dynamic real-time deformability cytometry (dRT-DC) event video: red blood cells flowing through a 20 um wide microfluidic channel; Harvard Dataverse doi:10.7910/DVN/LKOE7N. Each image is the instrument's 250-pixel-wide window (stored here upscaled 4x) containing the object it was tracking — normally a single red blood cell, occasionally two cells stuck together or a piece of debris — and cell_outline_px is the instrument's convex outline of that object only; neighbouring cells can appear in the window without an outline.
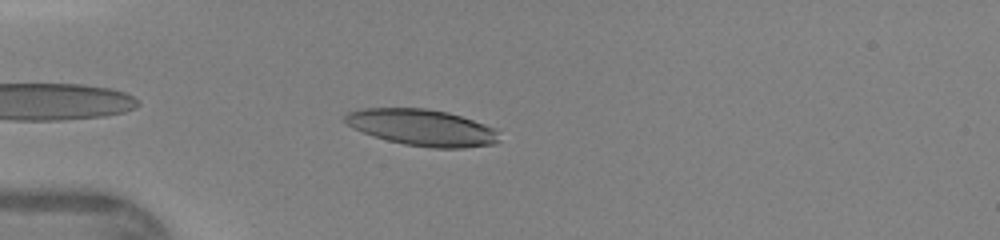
{"species": "human", "species_latin": "Homo sapiens", "temperature_condition": "warm", "stored_images_in_passage": 36, "camera_frame_rate_fps": 3000, "um_per_image_px": 0.085, "donor": {"sex": "female"}, "frame": {"image": 1, "passage_image": 3, "time_ms": 0.667, "image_size_px": [1000, 240], "cell_outline_px": [[500, 140], [496, 144], [464, 148], [432, 148], [404, 144], [388, 140], [364, 132], [348, 124], [344, 120], [344, 116], [348, 112], [360, 108], [424, 108], [448, 112], [496, 128]], "centroid_in_image_um": [35.92, 10.84], "position_along_channel_um": 49.1, "area_um2": 32.6}}
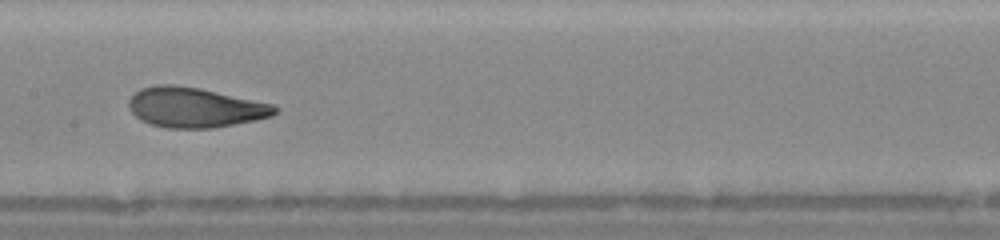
{"frame": {"image": 2, "passage_image": 14, "time_ms": 4.333, "image_size_px": [1000, 240], "cell_outline_px": [[280, 108], [272, 116], [256, 120], [212, 128], [168, 128], [152, 124], [140, 120], [128, 108], [128, 100], [140, 88], [156, 84], [172, 84], [200, 88], [272, 104]], "centroid_in_image_um": [16.55, 9.13], "position_along_channel_um": 190.9, "area_um2": 33.99}}
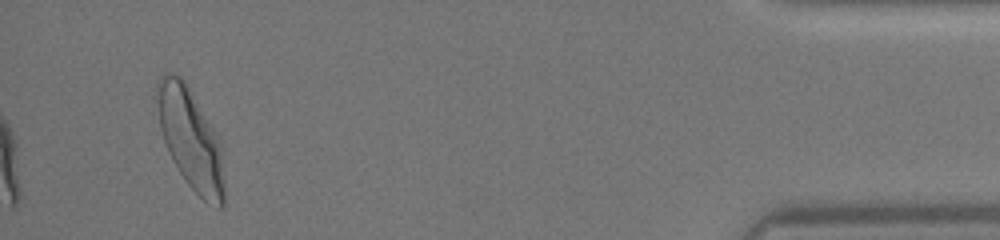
{"frame": {"image": 3, "passage_image": 34, "time_ms": 11.0, "image_size_px": [1000, 240], "cell_outline_px": [[224, 208], [216, 208], [208, 204], [188, 184], [172, 160], [168, 152], [160, 128], [156, 88], [156, 84], [160, 76], [164, 72], [172, 72], [180, 76], [184, 80], [216, 132], [220, 140], [224, 180]], "centroid_in_image_um": [16.2, 11.81], "position_along_channel_um": 419.0, "area_um2": 39.36}}